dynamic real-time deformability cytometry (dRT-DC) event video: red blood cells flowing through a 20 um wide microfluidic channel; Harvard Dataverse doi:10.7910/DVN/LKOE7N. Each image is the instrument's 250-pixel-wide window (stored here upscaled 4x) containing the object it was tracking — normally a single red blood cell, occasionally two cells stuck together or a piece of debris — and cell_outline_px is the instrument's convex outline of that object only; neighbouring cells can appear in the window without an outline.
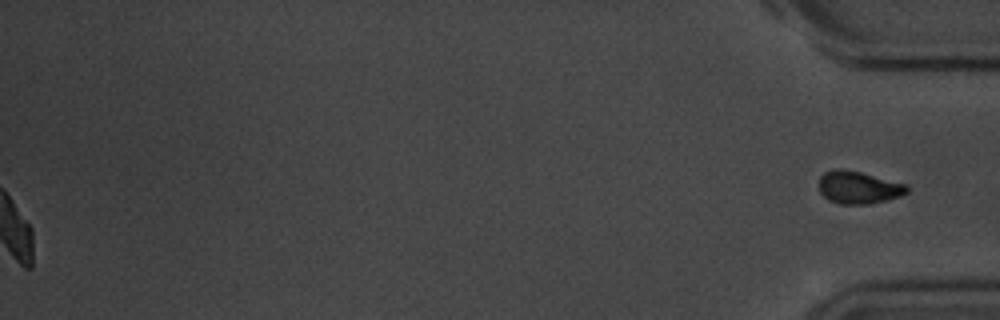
{"species": "common noctule bat (a hibernating species)", "species_latin": "Nyctalus noctula", "temperature_condition": "room temperature", "stored_images_in_passage": 58, "segment_of_instrument_passage": [2, 2], "camera_frame_rate_fps": 3000, "um_per_image_px": 0.085, "animal": {"sex": "male", "body_mass_g": 20.1, "forearm_length_mm": 53.5}, "frame": {"image": 1, "passage_image": 58, "time_ms": 19.0, "image_size_px": [1000, 320], "cell_outline_px": [[908, 192], [900, 196], [868, 204], [840, 204], [828, 200], [820, 192], [820, 176], [824, 172], [836, 168], [844, 168], [908, 184]], "centroid_in_image_um": [72.97, 15.92], "position_along_channel_um": 362.2, "area_um2": 16.7}}